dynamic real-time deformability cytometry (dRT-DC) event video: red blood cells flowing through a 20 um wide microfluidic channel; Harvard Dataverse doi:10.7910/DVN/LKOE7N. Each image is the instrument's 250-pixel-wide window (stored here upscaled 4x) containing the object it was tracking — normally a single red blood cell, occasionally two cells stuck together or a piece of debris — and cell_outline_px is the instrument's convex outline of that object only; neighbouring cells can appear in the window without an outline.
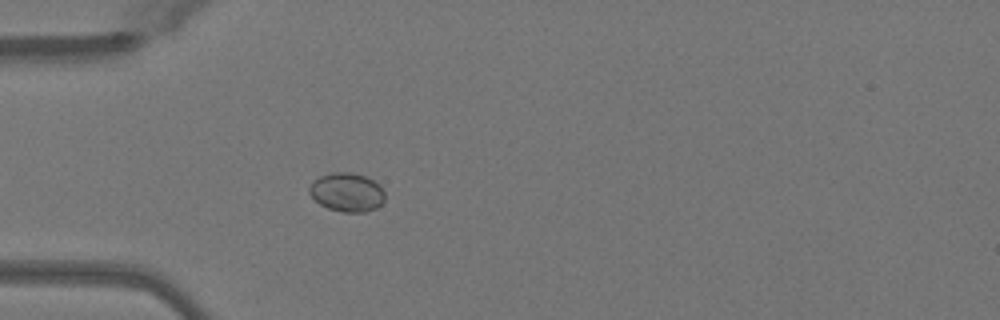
{"species": "Egyptian fruit bat (a non-hibernating species)", "species_latin": "Rousettus aegyptiacus", "temperature_condition": "warm", "stored_images_in_passage": 46, "camera_frame_rate_fps": 3000, "um_per_image_px": 0.085, "animal": {"sex": "female"}, "frame": {"image": 1, "passage_image": 11, "time_ms": 3.333, "image_size_px": [1000, 320], "cell_outline_px": [[384, 200], [376, 208], [364, 212], [340, 212], [328, 208], [320, 204], [308, 192], [308, 188], [312, 180], [320, 176], [332, 172], [352, 172], [364, 176], [380, 184], [384, 192]], "centroid_in_image_um": [29.47, 16.33], "position_along_channel_um": 55.5, "area_um2": 17.17}}
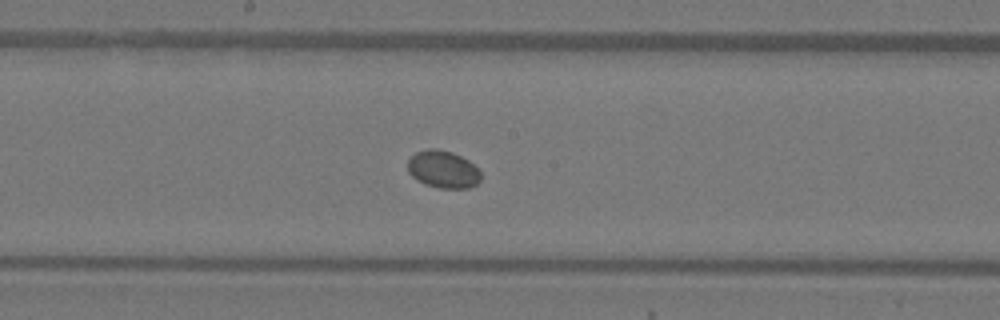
{"frame": {"image": 2, "passage_image": 23, "time_ms": 7.333, "image_size_px": [1000, 320], "cell_outline_px": [[480, 180], [476, 184], [468, 188], [440, 188], [424, 184], [416, 180], [408, 172], [408, 160], [416, 152], [428, 148], [436, 148], [452, 152], [468, 160], [480, 172]], "centroid_in_image_um": [37.63, 14.39], "position_along_channel_um": 210.6, "area_um2": 15.9}}
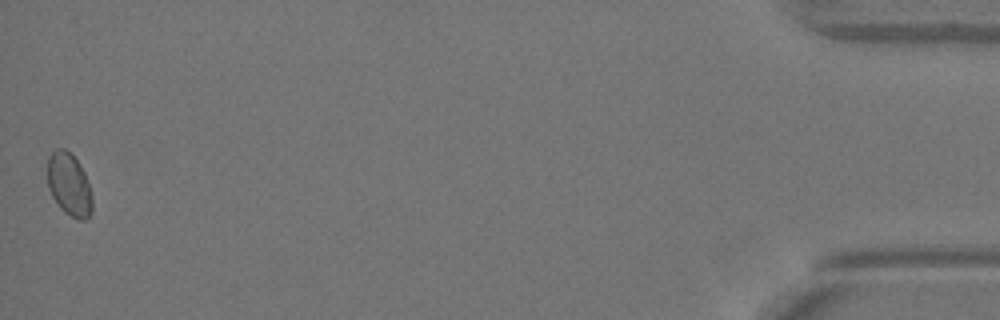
{"frame": {"image": 3, "passage_image": 46, "time_ms": 15.0, "image_size_px": [1000, 320], "cell_outline_px": [[92, 212], [84, 220], [80, 220], [64, 212], [60, 208], [52, 196], [48, 188], [48, 156], [56, 148], [64, 148], [80, 164], [84, 172], [92, 196]], "centroid_in_image_um": [5.87, 15.69], "position_along_channel_um": 429.3, "area_um2": 16.24}}